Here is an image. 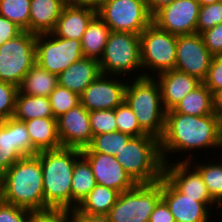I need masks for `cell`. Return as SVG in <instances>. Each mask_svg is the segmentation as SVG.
<instances>
[{
  "label": "cell",
  "mask_w": 222,
  "mask_h": 222,
  "mask_svg": "<svg viewBox=\"0 0 222 222\" xmlns=\"http://www.w3.org/2000/svg\"><path fill=\"white\" fill-rule=\"evenodd\" d=\"M221 147L217 114L193 116L175 112L173 109L166 111L165 131L160 139V152L164 163H170V155L174 156L176 152H190L191 155L187 154L183 160H179L190 161L194 156L192 152L196 150H214Z\"/></svg>",
  "instance_id": "6da1fadb"
},
{
  "label": "cell",
  "mask_w": 222,
  "mask_h": 222,
  "mask_svg": "<svg viewBox=\"0 0 222 222\" xmlns=\"http://www.w3.org/2000/svg\"><path fill=\"white\" fill-rule=\"evenodd\" d=\"M2 200L32 211H51L44 202L43 174L40 159L25 156L1 174Z\"/></svg>",
  "instance_id": "7a4b0ae2"
},
{
  "label": "cell",
  "mask_w": 222,
  "mask_h": 222,
  "mask_svg": "<svg viewBox=\"0 0 222 222\" xmlns=\"http://www.w3.org/2000/svg\"><path fill=\"white\" fill-rule=\"evenodd\" d=\"M43 174L45 205L51 211H71V182L75 162L81 150L61 147L36 154Z\"/></svg>",
  "instance_id": "3957f363"
},
{
  "label": "cell",
  "mask_w": 222,
  "mask_h": 222,
  "mask_svg": "<svg viewBox=\"0 0 222 222\" xmlns=\"http://www.w3.org/2000/svg\"><path fill=\"white\" fill-rule=\"evenodd\" d=\"M128 78L124 101L133 110L140 128L159 140L165 131L166 110L154 77Z\"/></svg>",
  "instance_id": "277c9868"
},
{
  "label": "cell",
  "mask_w": 222,
  "mask_h": 222,
  "mask_svg": "<svg viewBox=\"0 0 222 222\" xmlns=\"http://www.w3.org/2000/svg\"><path fill=\"white\" fill-rule=\"evenodd\" d=\"M115 158L137 184L155 183L163 177L160 140L152 135L132 137Z\"/></svg>",
  "instance_id": "5b68a950"
},
{
  "label": "cell",
  "mask_w": 222,
  "mask_h": 222,
  "mask_svg": "<svg viewBox=\"0 0 222 222\" xmlns=\"http://www.w3.org/2000/svg\"><path fill=\"white\" fill-rule=\"evenodd\" d=\"M100 72L104 75L132 76L142 78L140 35L129 32L111 31L102 57L99 59ZM141 74H140V72ZM131 72V73H130ZM139 74V75H138Z\"/></svg>",
  "instance_id": "8992f818"
},
{
  "label": "cell",
  "mask_w": 222,
  "mask_h": 222,
  "mask_svg": "<svg viewBox=\"0 0 222 222\" xmlns=\"http://www.w3.org/2000/svg\"><path fill=\"white\" fill-rule=\"evenodd\" d=\"M176 45L177 35L161 30L151 23L140 34L143 77H155L162 72L174 69Z\"/></svg>",
  "instance_id": "52a82bcc"
},
{
  "label": "cell",
  "mask_w": 222,
  "mask_h": 222,
  "mask_svg": "<svg viewBox=\"0 0 222 222\" xmlns=\"http://www.w3.org/2000/svg\"><path fill=\"white\" fill-rule=\"evenodd\" d=\"M161 199V179L151 184H137L119 194L107 216L111 222H148Z\"/></svg>",
  "instance_id": "ba28073f"
},
{
  "label": "cell",
  "mask_w": 222,
  "mask_h": 222,
  "mask_svg": "<svg viewBox=\"0 0 222 222\" xmlns=\"http://www.w3.org/2000/svg\"><path fill=\"white\" fill-rule=\"evenodd\" d=\"M36 63V34L23 31L0 46V81L20 86Z\"/></svg>",
  "instance_id": "9c48e42d"
},
{
  "label": "cell",
  "mask_w": 222,
  "mask_h": 222,
  "mask_svg": "<svg viewBox=\"0 0 222 222\" xmlns=\"http://www.w3.org/2000/svg\"><path fill=\"white\" fill-rule=\"evenodd\" d=\"M111 31L140 35L151 23L145 0H112L97 10Z\"/></svg>",
  "instance_id": "30bf717a"
},
{
  "label": "cell",
  "mask_w": 222,
  "mask_h": 222,
  "mask_svg": "<svg viewBox=\"0 0 222 222\" xmlns=\"http://www.w3.org/2000/svg\"><path fill=\"white\" fill-rule=\"evenodd\" d=\"M83 58L81 40L57 37L53 33L36 35V63L59 75Z\"/></svg>",
  "instance_id": "8fae6325"
},
{
  "label": "cell",
  "mask_w": 222,
  "mask_h": 222,
  "mask_svg": "<svg viewBox=\"0 0 222 222\" xmlns=\"http://www.w3.org/2000/svg\"><path fill=\"white\" fill-rule=\"evenodd\" d=\"M37 153L24 121L10 117L0 122V175L20 158Z\"/></svg>",
  "instance_id": "7c38bea8"
},
{
  "label": "cell",
  "mask_w": 222,
  "mask_h": 222,
  "mask_svg": "<svg viewBox=\"0 0 222 222\" xmlns=\"http://www.w3.org/2000/svg\"><path fill=\"white\" fill-rule=\"evenodd\" d=\"M212 59L213 55L205 46L199 33L177 35L174 69L194 76L203 82Z\"/></svg>",
  "instance_id": "4fadbf2b"
},
{
  "label": "cell",
  "mask_w": 222,
  "mask_h": 222,
  "mask_svg": "<svg viewBox=\"0 0 222 222\" xmlns=\"http://www.w3.org/2000/svg\"><path fill=\"white\" fill-rule=\"evenodd\" d=\"M200 4L197 0H174L152 16V23L174 35L196 33Z\"/></svg>",
  "instance_id": "5bb4252c"
},
{
  "label": "cell",
  "mask_w": 222,
  "mask_h": 222,
  "mask_svg": "<svg viewBox=\"0 0 222 222\" xmlns=\"http://www.w3.org/2000/svg\"><path fill=\"white\" fill-rule=\"evenodd\" d=\"M162 200L173 214L175 222H209L211 210H218V204H203L198 198L181 193L164 175L161 178ZM214 206V207H213ZM212 208V209H211Z\"/></svg>",
  "instance_id": "9a60e30c"
},
{
  "label": "cell",
  "mask_w": 222,
  "mask_h": 222,
  "mask_svg": "<svg viewBox=\"0 0 222 222\" xmlns=\"http://www.w3.org/2000/svg\"><path fill=\"white\" fill-rule=\"evenodd\" d=\"M121 77L100 74L84 89L80 95V104L88 111L115 109L124 101L128 81V78L122 81Z\"/></svg>",
  "instance_id": "2e32d148"
},
{
  "label": "cell",
  "mask_w": 222,
  "mask_h": 222,
  "mask_svg": "<svg viewBox=\"0 0 222 222\" xmlns=\"http://www.w3.org/2000/svg\"><path fill=\"white\" fill-rule=\"evenodd\" d=\"M57 133L62 147L87 148L93 138L89 111L81 104L57 118Z\"/></svg>",
  "instance_id": "e0dca14e"
},
{
  "label": "cell",
  "mask_w": 222,
  "mask_h": 222,
  "mask_svg": "<svg viewBox=\"0 0 222 222\" xmlns=\"http://www.w3.org/2000/svg\"><path fill=\"white\" fill-rule=\"evenodd\" d=\"M81 155L90 164L96 184L112 188L119 193L137 185L115 156L98 152H81Z\"/></svg>",
  "instance_id": "ac0fdd59"
},
{
  "label": "cell",
  "mask_w": 222,
  "mask_h": 222,
  "mask_svg": "<svg viewBox=\"0 0 222 222\" xmlns=\"http://www.w3.org/2000/svg\"><path fill=\"white\" fill-rule=\"evenodd\" d=\"M164 163L163 175L187 197L198 198L203 204H217L209 195L198 170L189 161Z\"/></svg>",
  "instance_id": "d6986e66"
},
{
  "label": "cell",
  "mask_w": 222,
  "mask_h": 222,
  "mask_svg": "<svg viewBox=\"0 0 222 222\" xmlns=\"http://www.w3.org/2000/svg\"><path fill=\"white\" fill-rule=\"evenodd\" d=\"M161 91L162 103L166 111L173 109L201 81L185 72L172 69L156 75Z\"/></svg>",
  "instance_id": "ffe728a7"
},
{
  "label": "cell",
  "mask_w": 222,
  "mask_h": 222,
  "mask_svg": "<svg viewBox=\"0 0 222 222\" xmlns=\"http://www.w3.org/2000/svg\"><path fill=\"white\" fill-rule=\"evenodd\" d=\"M96 15L97 11L69 1L64 6L52 33L65 39L81 40L85 30Z\"/></svg>",
  "instance_id": "44dd1931"
},
{
  "label": "cell",
  "mask_w": 222,
  "mask_h": 222,
  "mask_svg": "<svg viewBox=\"0 0 222 222\" xmlns=\"http://www.w3.org/2000/svg\"><path fill=\"white\" fill-rule=\"evenodd\" d=\"M100 74L99 60L83 57L58 75V85L80 96Z\"/></svg>",
  "instance_id": "7402d4cb"
},
{
  "label": "cell",
  "mask_w": 222,
  "mask_h": 222,
  "mask_svg": "<svg viewBox=\"0 0 222 222\" xmlns=\"http://www.w3.org/2000/svg\"><path fill=\"white\" fill-rule=\"evenodd\" d=\"M68 2L69 0H31L29 32L36 35L52 33Z\"/></svg>",
  "instance_id": "603a6c76"
},
{
  "label": "cell",
  "mask_w": 222,
  "mask_h": 222,
  "mask_svg": "<svg viewBox=\"0 0 222 222\" xmlns=\"http://www.w3.org/2000/svg\"><path fill=\"white\" fill-rule=\"evenodd\" d=\"M32 146L38 151L61 148L56 118H34L24 121Z\"/></svg>",
  "instance_id": "cb8c5ba5"
},
{
  "label": "cell",
  "mask_w": 222,
  "mask_h": 222,
  "mask_svg": "<svg viewBox=\"0 0 222 222\" xmlns=\"http://www.w3.org/2000/svg\"><path fill=\"white\" fill-rule=\"evenodd\" d=\"M178 113L193 116H206L216 114L215 96L201 82L190 93H188L174 108Z\"/></svg>",
  "instance_id": "d4e9b609"
},
{
  "label": "cell",
  "mask_w": 222,
  "mask_h": 222,
  "mask_svg": "<svg viewBox=\"0 0 222 222\" xmlns=\"http://www.w3.org/2000/svg\"><path fill=\"white\" fill-rule=\"evenodd\" d=\"M111 30L106 23L96 15L88 25L81 39L83 57L99 60L105 50Z\"/></svg>",
  "instance_id": "484cf974"
},
{
  "label": "cell",
  "mask_w": 222,
  "mask_h": 222,
  "mask_svg": "<svg viewBox=\"0 0 222 222\" xmlns=\"http://www.w3.org/2000/svg\"><path fill=\"white\" fill-rule=\"evenodd\" d=\"M57 86L58 75L35 63L24 76L19 91L25 95L48 97Z\"/></svg>",
  "instance_id": "4316f807"
},
{
  "label": "cell",
  "mask_w": 222,
  "mask_h": 222,
  "mask_svg": "<svg viewBox=\"0 0 222 222\" xmlns=\"http://www.w3.org/2000/svg\"><path fill=\"white\" fill-rule=\"evenodd\" d=\"M119 194L117 190L96 184L76 209L88 215H108Z\"/></svg>",
  "instance_id": "83f0119b"
},
{
  "label": "cell",
  "mask_w": 222,
  "mask_h": 222,
  "mask_svg": "<svg viewBox=\"0 0 222 222\" xmlns=\"http://www.w3.org/2000/svg\"><path fill=\"white\" fill-rule=\"evenodd\" d=\"M13 117L20 121L34 118H55L48 97L25 95L20 91L16 97Z\"/></svg>",
  "instance_id": "f1b7e54d"
},
{
  "label": "cell",
  "mask_w": 222,
  "mask_h": 222,
  "mask_svg": "<svg viewBox=\"0 0 222 222\" xmlns=\"http://www.w3.org/2000/svg\"><path fill=\"white\" fill-rule=\"evenodd\" d=\"M96 186L95 176L88 161L81 156L74 165L71 182V210L82 202V200Z\"/></svg>",
  "instance_id": "f546056e"
},
{
  "label": "cell",
  "mask_w": 222,
  "mask_h": 222,
  "mask_svg": "<svg viewBox=\"0 0 222 222\" xmlns=\"http://www.w3.org/2000/svg\"><path fill=\"white\" fill-rule=\"evenodd\" d=\"M218 162L214 160H210L209 162L197 163L193 162V159L189 162L198 170L200 173L203 182L205 183L207 190L209 192L210 197L220 206L222 207V162L221 160L216 159ZM215 163H214V162ZM221 162V163H220ZM195 163V165H194Z\"/></svg>",
  "instance_id": "4dcf8cb0"
},
{
  "label": "cell",
  "mask_w": 222,
  "mask_h": 222,
  "mask_svg": "<svg viewBox=\"0 0 222 222\" xmlns=\"http://www.w3.org/2000/svg\"><path fill=\"white\" fill-rule=\"evenodd\" d=\"M131 138V135L120 131L101 133L94 135L90 145L81 152H98L115 156Z\"/></svg>",
  "instance_id": "1f68e13d"
},
{
  "label": "cell",
  "mask_w": 222,
  "mask_h": 222,
  "mask_svg": "<svg viewBox=\"0 0 222 222\" xmlns=\"http://www.w3.org/2000/svg\"><path fill=\"white\" fill-rule=\"evenodd\" d=\"M31 0H0V15L29 32Z\"/></svg>",
  "instance_id": "d6a6232c"
},
{
  "label": "cell",
  "mask_w": 222,
  "mask_h": 222,
  "mask_svg": "<svg viewBox=\"0 0 222 222\" xmlns=\"http://www.w3.org/2000/svg\"><path fill=\"white\" fill-rule=\"evenodd\" d=\"M48 98L56 119L80 104V96L77 93L59 85L50 93Z\"/></svg>",
  "instance_id": "836d02e7"
},
{
  "label": "cell",
  "mask_w": 222,
  "mask_h": 222,
  "mask_svg": "<svg viewBox=\"0 0 222 222\" xmlns=\"http://www.w3.org/2000/svg\"><path fill=\"white\" fill-rule=\"evenodd\" d=\"M115 118L117 131L129 134L132 137L147 135L140 128L133 110L125 101H123L118 107L115 108Z\"/></svg>",
  "instance_id": "e575fe53"
},
{
  "label": "cell",
  "mask_w": 222,
  "mask_h": 222,
  "mask_svg": "<svg viewBox=\"0 0 222 222\" xmlns=\"http://www.w3.org/2000/svg\"><path fill=\"white\" fill-rule=\"evenodd\" d=\"M89 120L93 136L117 131L115 109L89 111Z\"/></svg>",
  "instance_id": "d590c367"
},
{
  "label": "cell",
  "mask_w": 222,
  "mask_h": 222,
  "mask_svg": "<svg viewBox=\"0 0 222 222\" xmlns=\"http://www.w3.org/2000/svg\"><path fill=\"white\" fill-rule=\"evenodd\" d=\"M222 23V1L200 6L196 33H201Z\"/></svg>",
  "instance_id": "8d00e7d4"
},
{
  "label": "cell",
  "mask_w": 222,
  "mask_h": 222,
  "mask_svg": "<svg viewBox=\"0 0 222 222\" xmlns=\"http://www.w3.org/2000/svg\"><path fill=\"white\" fill-rule=\"evenodd\" d=\"M19 87L0 81V122L13 117Z\"/></svg>",
  "instance_id": "74e56055"
},
{
  "label": "cell",
  "mask_w": 222,
  "mask_h": 222,
  "mask_svg": "<svg viewBox=\"0 0 222 222\" xmlns=\"http://www.w3.org/2000/svg\"><path fill=\"white\" fill-rule=\"evenodd\" d=\"M203 83L215 97L222 92V55L213 56Z\"/></svg>",
  "instance_id": "f35d334b"
},
{
  "label": "cell",
  "mask_w": 222,
  "mask_h": 222,
  "mask_svg": "<svg viewBox=\"0 0 222 222\" xmlns=\"http://www.w3.org/2000/svg\"><path fill=\"white\" fill-rule=\"evenodd\" d=\"M33 214L30 210L0 201V222H29Z\"/></svg>",
  "instance_id": "ab89813d"
},
{
  "label": "cell",
  "mask_w": 222,
  "mask_h": 222,
  "mask_svg": "<svg viewBox=\"0 0 222 222\" xmlns=\"http://www.w3.org/2000/svg\"><path fill=\"white\" fill-rule=\"evenodd\" d=\"M205 46L213 55H222V23L200 33Z\"/></svg>",
  "instance_id": "60d3db41"
},
{
  "label": "cell",
  "mask_w": 222,
  "mask_h": 222,
  "mask_svg": "<svg viewBox=\"0 0 222 222\" xmlns=\"http://www.w3.org/2000/svg\"><path fill=\"white\" fill-rule=\"evenodd\" d=\"M22 32L23 30L20 27L0 15V46L6 41L17 37Z\"/></svg>",
  "instance_id": "b9f144b4"
},
{
  "label": "cell",
  "mask_w": 222,
  "mask_h": 222,
  "mask_svg": "<svg viewBox=\"0 0 222 222\" xmlns=\"http://www.w3.org/2000/svg\"><path fill=\"white\" fill-rule=\"evenodd\" d=\"M29 222H70L69 211L34 213Z\"/></svg>",
  "instance_id": "7bdbcfd3"
},
{
  "label": "cell",
  "mask_w": 222,
  "mask_h": 222,
  "mask_svg": "<svg viewBox=\"0 0 222 222\" xmlns=\"http://www.w3.org/2000/svg\"><path fill=\"white\" fill-rule=\"evenodd\" d=\"M148 222H175L167 204L161 199L154 208Z\"/></svg>",
  "instance_id": "ee69618b"
},
{
  "label": "cell",
  "mask_w": 222,
  "mask_h": 222,
  "mask_svg": "<svg viewBox=\"0 0 222 222\" xmlns=\"http://www.w3.org/2000/svg\"><path fill=\"white\" fill-rule=\"evenodd\" d=\"M70 222H111L107 215H88L77 209L69 211Z\"/></svg>",
  "instance_id": "f6af8a7d"
},
{
  "label": "cell",
  "mask_w": 222,
  "mask_h": 222,
  "mask_svg": "<svg viewBox=\"0 0 222 222\" xmlns=\"http://www.w3.org/2000/svg\"><path fill=\"white\" fill-rule=\"evenodd\" d=\"M69 1L78 5L89 7L97 11L102 6H104L105 4L109 3L112 0H69Z\"/></svg>",
  "instance_id": "bcb514c9"
},
{
  "label": "cell",
  "mask_w": 222,
  "mask_h": 222,
  "mask_svg": "<svg viewBox=\"0 0 222 222\" xmlns=\"http://www.w3.org/2000/svg\"><path fill=\"white\" fill-rule=\"evenodd\" d=\"M149 13L153 16L162 7L171 4L174 0H145Z\"/></svg>",
  "instance_id": "7dc6e473"
},
{
  "label": "cell",
  "mask_w": 222,
  "mask_h": 222,
  "mask_svg": "<svg viewBox=\"0 0 222 222\" xmlns=\"http://www.w3.org/2000/svg\"><path fill=\"white\" fill-rule=\"evenodd\" d=\"M216 114L218 117V132L220 141L222 142V110H216Z\"/></svg>",
  "instance_id": "c3c4849f"
},
{
  "label": "cell",
  "mask_w": 222,
  "mask_h": 222,
  "mask_svg": "<svg viewBox=\"0 0 222 222\" xmlns=\"http://www.w3.org/2000/svg\"><path fill=\"white\" fill-rule=\"evenodd\" d=\"M216 110H222V92L215 97Z\"/></svg>",
  "instance_id": "681fc988"
},
{
  "label": "cell",
  "mask_w": 222,
  "mask_h": 222,
  "mask_svg": "<svg viewBox=\"0 0 222 222\" xmlns=\"http://www.w3.org/2000/svg\"><path fill=\"white\" fill-rule=\"evenodd\" d=\"M200 6L210 5L213 3L220 2L221 0H197Z\"/></svg>",
  "instance_id": "f907efd6"
},
{
  "label": "cell",
  "mask_w": 222,
  "mask_h": 222,
  "mask_svg": "<svg viewBox=\"0 0 222 222\" xmlns=\"http://www.w3.org/2000/svg\"><path fill=\"white\" fill-rule=\"evenodd\" d=\"M2 200V187H1V175H0V201Z\"/></svg>",
  "instance_id": "816d5d0a"
}]
</instances>
